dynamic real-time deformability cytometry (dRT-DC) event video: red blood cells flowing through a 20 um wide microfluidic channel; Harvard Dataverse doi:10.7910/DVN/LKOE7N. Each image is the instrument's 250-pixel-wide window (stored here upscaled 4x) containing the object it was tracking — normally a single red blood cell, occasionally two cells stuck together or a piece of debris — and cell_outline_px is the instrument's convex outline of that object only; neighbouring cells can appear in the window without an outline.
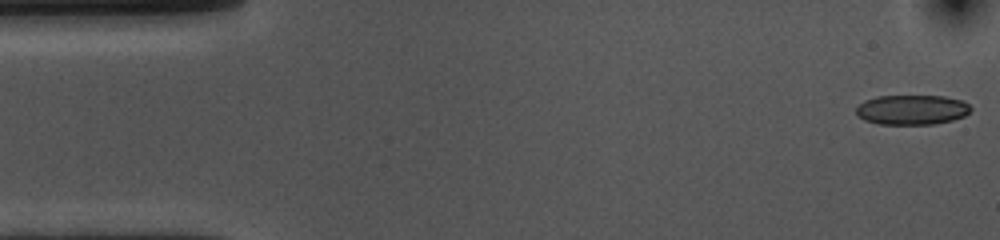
{"species": "common noctule bat (a hibernating species)", "species_latin": "Nyctalus noctula", "temperature_condition": "cold", "stored_images_in_passage": 11, "camera_frame_rate_fps": 3000, "um_per_image_px": 0.085, "animal": {"sex": "female", "body_mass_g": 10.0, "forearm_length_mm": 53.1}, "frame": {"image": 1, "passage_image": 1, "time_ms": 0.0, "image_size_px": [1000, 240], "cell_outline_px": [[972, 108], [964, 116], [952, 120], [936, 124], [880, 124], [864, 120], [856, 116], [856, 108], [864, 100], [876, 96], [944, 96], [964, 100]], "centroid_in_image_um": [77.5, 9.33], "position_along_channel_um": 7.5, "area_um2": 20.06}}